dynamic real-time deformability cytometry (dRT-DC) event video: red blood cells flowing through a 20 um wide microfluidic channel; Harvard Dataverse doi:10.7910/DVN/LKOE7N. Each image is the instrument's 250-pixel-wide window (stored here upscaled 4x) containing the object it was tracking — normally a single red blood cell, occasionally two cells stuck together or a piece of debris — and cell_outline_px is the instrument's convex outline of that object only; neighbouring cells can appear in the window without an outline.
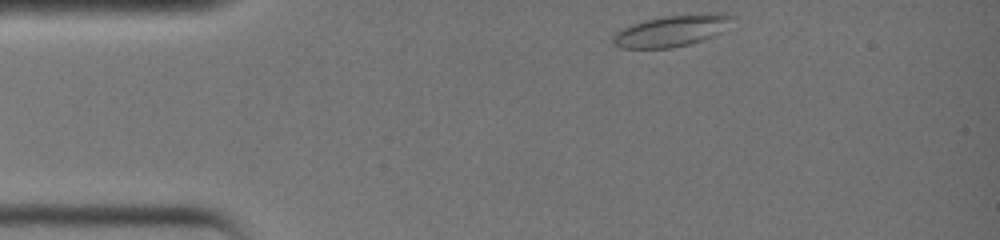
{"species": "common noctule bat (a hibernating species)", "species_latin": "Nyctalus noctula", "temperature_condition": "warm", "stored_images_in_passage": 13, "camera_frame_rate_fps": 3000, "um_per_image_px": 0.085, "animal": {"sex": "female", "body_mass_g": 19.0, "forearm_length_mm": 51.5}, "frame": {"image": 1, "passage_image": 1, "time_ms": 0.0, "image_size_px": [1000, 240], "cell_outline_px": [[736, 16], [720, 32], [704, 40], [672, 48], [620, 48], [612, 44], [612, 36], [616, 32], [632, 24], [644, 20], [664, 16], [708, 12], [724, 12]], "centroid_in_image_um": [57.1, 2.6], "position_along_channel_um": 27.9, "area_um2": 22.02}}
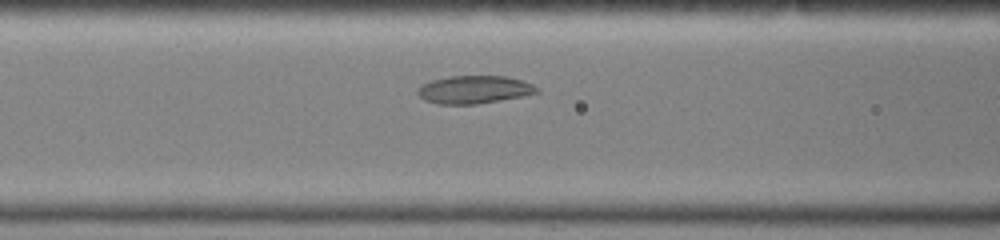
{"frame": {"image": 2, "passage_image": 10, "time_ms": 3.0, "image_size_px": [1000, 240], "cell_outline_px": [[540, 92], [500, 100], [476, 104], [440, 104], [424, 100], [416, 92], [420, 84], [432, 80], [448, 76], [504, 76], [520, 80], [532, 84], [540, 88]], "centroid_in_image_um": [40.27, 7.61], "position_along_channel_um": 126.3, "area_um2": 19.31}}
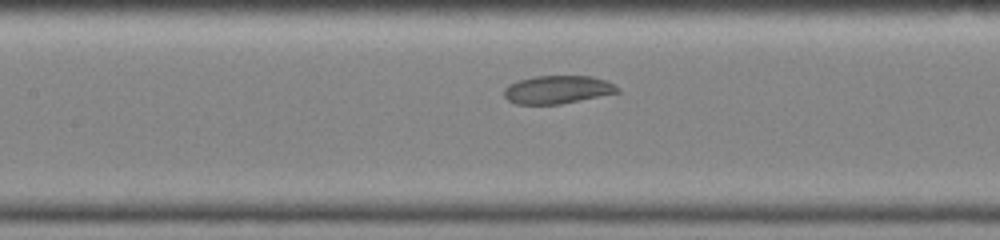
{"frame": {"image": 3, "passage_image": 12, "time_ms": 3.667, "image_size_px": [1000, 240], "cell_outline_px": [[620, 92], [560, 104], [516, 104], [508, 100], [504, 96], [504, 88], [508, 84], [532, 76], [592, 76], [608, 80], [620, 88]], "centroid_in_image_um": [47.4, 7.61], "position_along_channel_um": 160.0, "area_um2": 18.67}}